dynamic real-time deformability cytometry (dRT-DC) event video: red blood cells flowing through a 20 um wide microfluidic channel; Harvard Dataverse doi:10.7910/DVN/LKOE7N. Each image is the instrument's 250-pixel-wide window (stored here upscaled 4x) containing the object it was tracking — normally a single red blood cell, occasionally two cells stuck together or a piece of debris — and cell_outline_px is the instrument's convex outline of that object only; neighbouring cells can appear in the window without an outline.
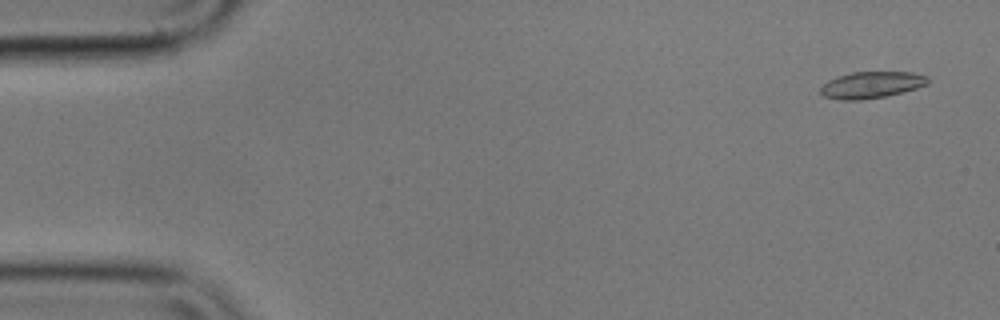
{"species": "common noctule bat (a hibernating species)", "species_latin": "Nyctalus noctula", "temperature_condition": "cold", "stored_images_in_passage": 57, "camera_frame_rate_fps": 3000, "um_per_image_px": 0.085, "animal": {"sex": "male", "body_mass_g": 17.9}, "frame": {"image": 1, "passage_image": 3, "time_ms": 0.667, "image_size_px": [1000, 320], "cell_outline_px": [[928, 84], [904, 92], [884, 96], [860, 100], [840, 100], [824, 96], [820, 92], [820, 88], [828, 80], [852, 72], [912, 72], [928, 76]], "centroid_in_image_um": [74.09, 7.21], "position_along_channel_um": 10.9, "area_um2": 16.53}}
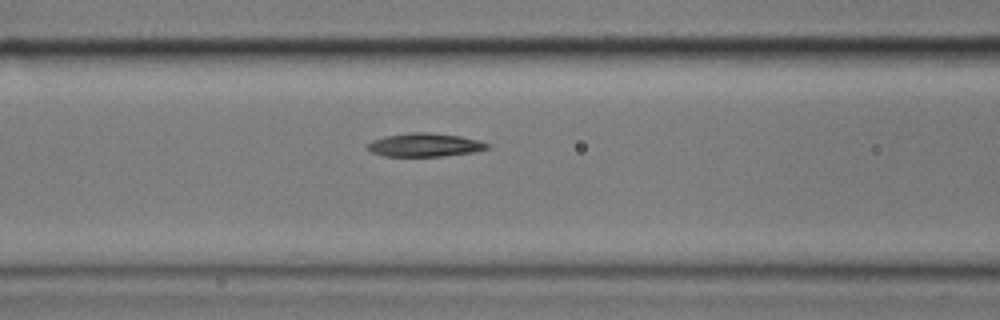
{"frame": {"image": 2, "passage_image": 23, "time_ms": 7.333, "image_size_px": [1000, 320], "cell_outline_px": [[492, 144], [488, 148], [476, 152], [444, 156], [384, 156], [372, 152], [364, 144], [372, 140], [384, 136], [408, 132], [428, 132], [460, 136]], "centroid_in_image_um": [36.09, 12.31], "position_along_channel_um": 130.5, "area_um2": 16.53}}
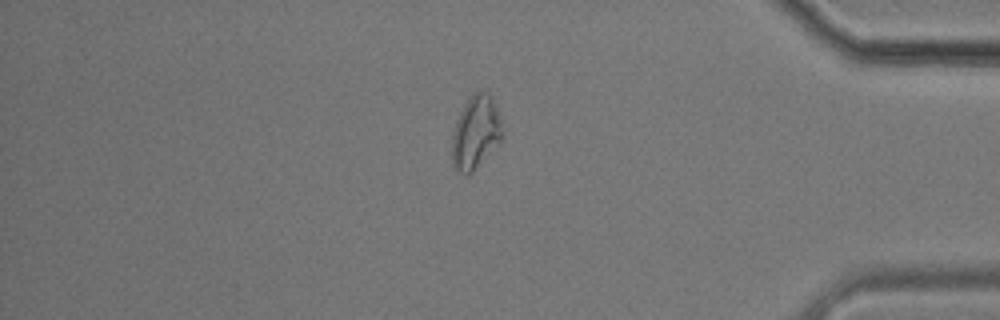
{"frame": {"image": 3, "passage_image": 48, "time_ms": 15.667, "image_size_px": [1000, 320], "cell_outline_px": [[504, 136], [472, 172], [468, 176], [464, 176], [452, 164], [452, 132], [460, 112], [464, 104], [480, 88], [488, 92], [500, 116]], "centroid_in_image_um": [40.42, 11.25], "position_along_channel_um": 394.8, "area_um2": 21.33}, "authors_computed_cell_mechanics": {"area_um2": 16.8776, "velocity_mm_per_s": 3.535, "shape_relaxation_time_tau1_ms": null, "shape_relaxation_time_tau2_ms": 9.8633, "deformation_change_tau1": null, "deformation_change_tau2": 0.1523}}